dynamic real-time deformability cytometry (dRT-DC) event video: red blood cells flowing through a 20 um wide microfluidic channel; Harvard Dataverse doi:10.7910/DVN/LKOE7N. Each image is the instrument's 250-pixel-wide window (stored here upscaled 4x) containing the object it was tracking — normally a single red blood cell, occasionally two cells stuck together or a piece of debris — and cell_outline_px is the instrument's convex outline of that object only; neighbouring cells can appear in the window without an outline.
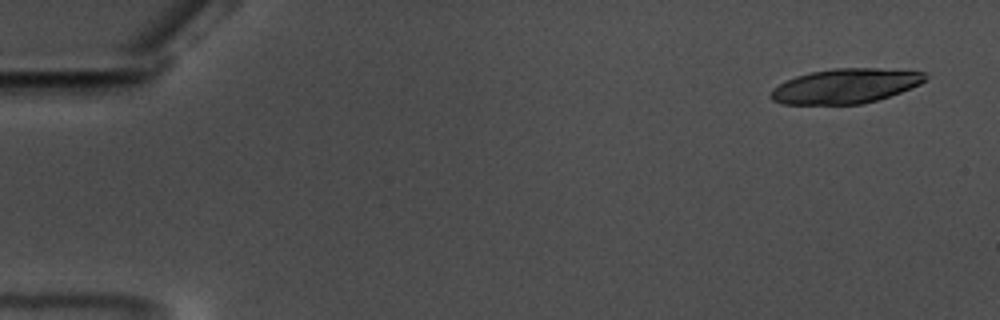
{"species": "common noctule bat (a hibernating species)", "species_latin": "Nyctalus noctula", "temperature_condition": "warm", "stored_images_in_passage": 20, "camera_frame_rate_fps": 3000, "um_per_image_px": 0.085, "animal": {"sex": "male", "body_mass_g": 17.5, "forearm_length_mm": 52.3}, "frame": {"image": 1, "passage_image": 3, "time_ms": 0.667, "image_size_px": [1000, 320], "cell_outline_px": [[928, 76], [920, 84], [900, 92], [876, 100], [860, 104], [784, 104], [772, 100], [768, 96], [772, 88], [796, 76], [812, 72], [832, 68], [876, 68], [924, 72]], "centroid_in_image_um": [71.83, 7.31], "position_along_channel_um": 13.2, "area_um2": 30.98}}